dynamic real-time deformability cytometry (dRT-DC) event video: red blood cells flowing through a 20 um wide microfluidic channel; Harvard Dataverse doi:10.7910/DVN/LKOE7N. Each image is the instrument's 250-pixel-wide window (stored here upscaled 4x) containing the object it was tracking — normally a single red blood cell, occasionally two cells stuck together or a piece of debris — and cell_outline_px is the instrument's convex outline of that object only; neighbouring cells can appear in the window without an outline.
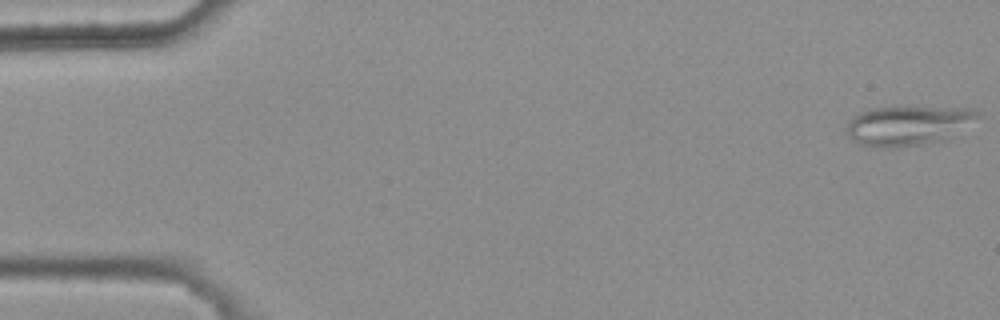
{"species": "common noctule bat (a hibernating species)", "species_latin": "Nyctalus noctula", "temperature_condition": "warm", "stored_images_in_passage": 5, "camera_frame_rate_fps": 3000, "um_per_image_px": 0.085, "animal": {"sex": "female", "body_mass_g": 25.1}, "frame": {"image": 1, "passage_image": 1, "time_ms": 0.0, "image_size_px": [1000, 320], "cell_outline_px": [[980, 116], [936, 140], [920, 144], [896, 148], [880, 148], [860, 144], [852, 140], [848, 136], [848, 120], [852, 116], [868, 108], [900, 104], [972, 108]], "centroid_in_image_um": [77.03, 10.58], "position_along_channel_um": 8.0, "area_um2": 30.35}}